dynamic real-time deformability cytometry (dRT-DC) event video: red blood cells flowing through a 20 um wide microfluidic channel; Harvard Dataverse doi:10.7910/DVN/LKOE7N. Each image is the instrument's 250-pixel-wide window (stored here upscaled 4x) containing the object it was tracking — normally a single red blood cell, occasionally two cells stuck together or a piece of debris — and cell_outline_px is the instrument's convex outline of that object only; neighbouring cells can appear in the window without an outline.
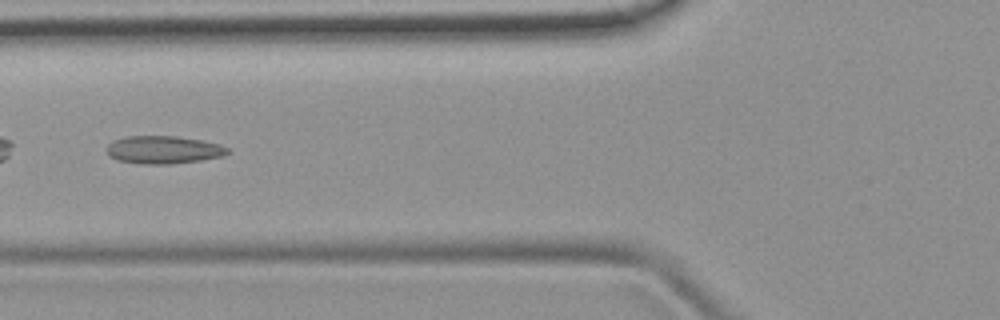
{"species": "common noctule bat (a hibernating species)", "species_latin": "Nyctalus noctula", "temperature_condition": "room temperature", "stored_images_in_passage": 4, "camera_frame_rate_fps": 3000, "um_per_image_px": 0.085, "animal": {"sex": "female", "body_mass_g": 19.9}, "frame": {"image": 1, "passage_image": 3, "time_ms": 2.667, "image_size_px": [1000, 320], "cell_outline_px": [[228, 152], [224, 156], [200, 160], [168, 164], [144, 164], [116, 160], [108, 156], [108, 144], [112, 140], [128, 136], [176, 136], [200, 140], [220, 144], [228, 148]], "centroid_in_image_um": [13.87, 12.73], "position_along_channel_um": 111.9, "area_um2": 19.54}}
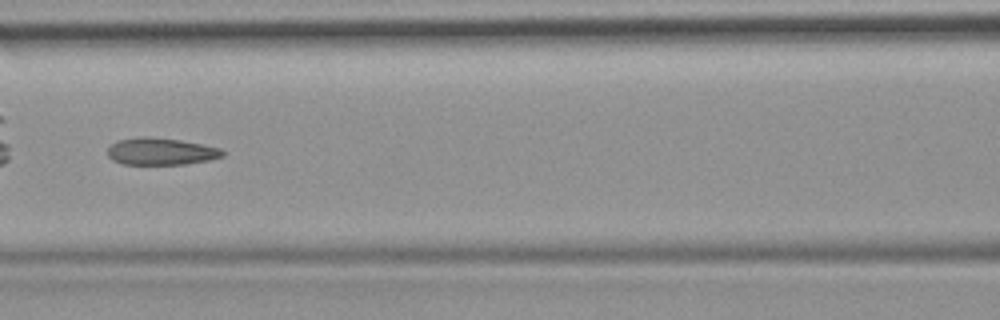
{"frame": {"image": 2, "passage_image": 4, "time_ms": 3.667, "image_size_px": [1000, 320], "cell_outline_px": [[224, 156], [208, 160], [184, 164], [124, 164], [112, 160], [108, 156], [108, 148], [116, 140], [140, 136], [144, 136], [180, 140], [204, 144], [220, 148], [224, 152]], "centroid_in_image_um": [13.67, 12.86], "position_along_channel_um": 152.9, "area_um2": 18.15}}